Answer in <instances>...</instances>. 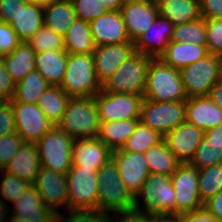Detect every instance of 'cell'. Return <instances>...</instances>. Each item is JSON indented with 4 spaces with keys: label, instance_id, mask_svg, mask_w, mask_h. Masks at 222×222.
<instances>
[{
    "label": "cell",
    "instance_id": "94428289",
    "mask_svg": "<svg viewBox=\"0 0 222 222\" xmlns=\"http://www.w3.org/2000/svg\"><path fill=\"white\" fill-rule=\"evenodd\" d=\"M24 1L26 4L38 5V6L44 7L47 4L56 0H24Z\"/></svg>",
    "mask_w": 222,
    "mask_h": 222
},
{
    "label": "cell",
    "instance_id": "6f0895ef",
    "mask_svg": "<svg viewBox=\"0 0 222 222\" xmlns=\"http://www.w3.org/2000/svg\"><path fill=\"white\" fill-rule=\"evenodd\" d=\"M108 11H120L126 0H100Z\"/></svg>",
    "mask_w": 222,
    "mask_h": 222
},
{
    "label": "cell",
    "instance_id": "f35d334b",
    "mask_svg": "<svg viewBox=\"0 0 222 222\" xmlns=\"http://www.w3.org/2000/svg\"><path fill=\"white\" fill-rule=\"evenodd\" d=\"M171 41L206 45V24L201 18L174 26Z\"/></svg>",
    "mask_w": 222,
    "mask_h": 222
},
{
    "label": "cell",
    "instance_id": "d590c367",
    "mask_svg": "<svg viewBox=\"0 0 222 222\" xmlns=\"http://www.w3.org/2000/svg\"><path fill=\"white\" fill-rule=\"evenodd\" d=\"M164 138L158 131L151 129L139 121L135 131L125 141L121 149L115 151H127L133 153H145L151 146L156 145Z\"/></svg>",
    "mask_w": 222,
    "mask_h": 222
},
{
    "label": "cell",
    "instance_id": "83f0119b",
    "mask_svg": "<svg viewBox=\"0 0 222 222\" xmlns=\"http://www.w3.org/2000/svg\"><path fill=\"white\" fill-rule=\"evenodd\" d=\"M77 16L69 0H56L43 7V25L64 37Z\"/></svg>",
    "mask_w": 222,
    "mask_h": 222
},
{
    "label": "cell",
    "instance_id": "6125c7cd",
    "mask_svg": "<svg viewBox=\"0 0 222 222\" xmlns=\"http://www.w3.org/2000/svg\"><path fill=\"white\" fill-rule=\"evenodd\" d=\"M217 82L222 83V57H221V61H220V67H219Z\"/></svg>",
    "mask_w": 222,
    "mask_h": 222
},
{
    "label": "cell",
    "instance_id": "7c38bea8",
    "mask_svg": "<svg viewBox=\"0 0 222 222\" xmlns=\"http://www.w3.org/2000/svg\"><path fill=\"white\" fill-rule=\"evenodd\" d=\"M175 192L176 216L200 208L204 203L198 190V169L182 163L171 175Z\"/></svg>",
    "mask_w": 222,
    "mask_h": 222
},
{
    "label": "cell",
    "instance_id": "f5cc1de1",
    "mask_svg": "<svg viewBox=\"0 0 222 222\" xmlns=\"http://www.w3.org/2000/svg\"><path fill=\"white\" fill-rule=\"evenodd\" d=\"M114 214L120 217L115 218V216H110L109 222H151V214L142 213L134 209L124 212H115Z\"/></svg>",
    "mask_w": 222,
    "mask_h": 222
},
{
    "label": "cell",
    "instance_id": "484cf974",
    "mask_svg": "<svg viewBox=\"0 0 222 222\" xmlns=\"http://www.w3.org/2000/svg\"><path fill=\"white\" fill-rule=\"evenodd\" d=\"M67 60L66 50L35 53V69L51 86H60L66 71Z\"/></svg>",
    "mask_w": 222,
    "mask_h": 222
},
{
    "label": "cell",
    "instance_id": "ac0fdd59",
    "mask_svg": "<svg viewBox=\"0 0 222 222\" xmlns=\"http://www.w3.org/2000/svg\"><path fill=\"white\" fill-rule=\"evenodd\" d=\"M12 204L14 208L10 222H53L57 218V213L44 204L33 185Z\"/></svg>",
    "mask_w": 222,
    "mask_h": 222
},
{
    "label": "cell",
    "instance_id": "3957f363",
    "mask_svg": "<svg viewBox=\"0 0 222 222\" xmlns=\"http://www.w3.org/2000/svg\"><path fill=\"white\" fill-rule=\"evenodd\" d=\"M143 97L158 102L187 100L180 70L167 65L160 58H152Z\"/></svg>",
    "mask_w": 222,
    "mask_h": 222
},
{
    "label": "cell",
    "instance_id": "9c48e42d",
    "mask_svg": "<svg viewBox=\"0 0 222 222\" xmlns=\"http://www.w3.org/2000/svg\"><path fill=\"white\" fill-rule=\"evenodd\" d=\"M98 169L71 166L66 174L68 209H97Z\"/></svg>",
    "mask_w": 222,
    "mask_h": 222
},
{
    "label": "cell",
    "instance_id": "9a60e30c",
    "mask_svg": "<svg viewBox=\"0 0 222 222\" xmlns=\"http://www.w3.org/2000/svg\"><path fill=\"white\" fill-rule=\"evenodd\" d=\"M111 158L125 187L135 197L150 174L144 153L112 151Z\"/></svg>",
    "mask_w": 222,
    "mask_h": 222
},
{
    "label": "cell",
    "instance_id": "d6986e66",
    "mask_svg": "<svg viewBox=\"0 0 222 222\" xmlns=\"http://www.w3.org/2000/svg\"><path fill=\"white\" fill-rule=\"evenodd\" d=\"M174 26L168 19L158 16L149 28L135 39V51L151 58H160L171 41Z\"/></svg>",
    "mask_w": 222,
    "mask_h": 222
},
{
    "label": "cell",
    "instance_id": "e0dca14e",
    "mask_svg": "<svg viewBox=\"0 0 222 222\" xmlns=\"http://www.w3.org/2000/svg\"><path fill=\"white\" fill-rule=\"evenodd\" d=\"M135 52L133 41L96 46L92 56L95 72L101 85Z\"/></svg>",
    "mask_w": 222,
    "mask_h": 222
},
{
    "label": "cell",
    "instance_id": "4316f807",
    "mask_svg": "<svg viewBox=\"0 0 222 222\" xmlns=\"http://www.w3.org/2000/svg\"><path fill=\"white\" fill-rule=\"evenodd\" d=\"M159 16L174 25L185 24L202 18L200 0H156Z\"/></svg>",
    "mask_w": 222,
    "mask_h": 222
},
{
    "label": "cell",
    "instance_id": "c3c4849f",
    "mask_svg": "<svg viewBox=\"0 0 222 222\" xmlns=\"http://www.w3.org/2000/svg\"><path fill=\"white\" fill-rule=\"evenodd\" d=\"M177 222H217L215 216L203 205L191 212L176 216Z\"/></svg>",
    "mask_w": 222,
    "mask_h": 222
},
{
    "label": "cell",
    "instance_id": "5b68a950",
    "mask_svg": "<svg viewBox=\"0 0 222 222\" xmlns=\"http://www.w3.org/2000/svg\"><path fill=\"white\" fill-rule=\"evenodd\" d=\"M60 87L70 97H95L101 90L92 55L68 54Z\"/></svg>",
    "mask_w": 222,
    "mask_h": 222
},
{
    "label": "cell",
    "instance_id": "8992f818",
    "mask_svg": "<svg viewBox=\"0 0 222 222\" xmlns=\"http://www.w3.org/2000/svg\"><path fill=\"white\" fill-rule=\"evenodd\" d=\"M151 59L147 55L135 52L102 85V90L108 93H131L143 96Z\"/></svg>",
    "mask_w": 222,
    "mask_h": 222
},
{
    "label": "cell",
    "instance_id": "6da1fadb",
    "mask_svg": "<svg viewBox=\"0 0 222 222\" xmlns=\"http://www.w3.org/2000/svg\"><path fill=\"white\" fill-rule=\"evenodd\" d=\"M97 173V209L108 214L133 210L135 197L122 182L114 160L110 158Z\"/></svg>",
    "mask_w": 222,
    "mask_h": 222
},
{
    "label": "cell",
    "instance_id": "44dd1931",
    "mask_svg": "<svg viewBox=\"0 0 222 222\" xmlns=\"http://www.w3.org/2000/svg\"><path fill=\"white\" fill-rule=\"evenodd\" d=\"M95 46L129 42L130 37L120 11H108L90 22Z\"/></svg>",
    "mask_w": 222,
    "mask_h": 222
},
{
    "label": "cell",
    "instance_id": "681fc988",
    "mask_svg": "<svg viewBox=\"0 0 222 222\" xmlns=\"http://www.w3.org/2000/svg\"><path fill=\"white\" fill-rule=\"evenodd\" d=\"M24 4V0H0V21L10 24Z\"/></svg>",
    "mask_w": 222,
    "mask_h": 222
},
{
    "label": "cell",
    "instance_id": "60d3db41",
    "mask_svg": "<svg viewBox=\"0 0 222 222\" xmlns=\"http://www.w3.org/2000/svg\"><path fill=\"white\" fill-rule=\"evenodd\" d=\"M0 176V197L3 201H16L31 186L15 175L4 171Z\"/></svg>",
    "mask_w": 222,
    "mask_h": 222
},
{
    "label": "cell",
    "instance_id": "f1b7e54d",
    "mask_svg": "<svg viewBox=\"0 0 222 222\" xmlns=\"http://www.w3.org/2000/svg\"><path fill=\"white\" fill-rule=\"evenodd\" d=\"M64 47L68 54L92 55L95 51V42L91 33L90 23L76 18L66 32Z\"/></svg>",
    "mask_w": 222,
    "mask_h": 222
},
{
    "label": "cell",
    "instance_id": "8d00e7d4",
    "mask_svg": "<svg viewBox=\"0 0 222 222\" xmlns=\"http://www.w3.org/2000/svg\"><path fill=\"white\" fill-rule=\"evenodd\" d=\"M198 190L203 203L222 190V164L198 170Z\"/></svg>",
    "mask_w": 222,
    "mask_h": 222
},
{
    "label": "cell",
    "instance_id": "277c9868",
    "mask_svg": "<svg viewBox=\"0 0 222 222\" xmlns=\"http://www.w3.org/2000/svg\"><path fill=\"white\" fill-rule=\"evenodd\" d=\"M141 196L143 203L139 202ZM140 203H142V207ZM134 210L153 215L176 216L175 192L171 176L150 173L141 190L135 195Z\"/></svg>",
    "mask_w": 222,
    "mask_h": 222
},
{
    "label": "cell",
    "instance_id": "680465c9",
    "mask_svg": "<svg viewBox=\"0 0 222 222\" xmlns=\"http://www.w3.org/2000/svg\"><path fill=\"white\" fill-rule=\"evenodd\" d=\"M10 211L9 207L7 206V203H5L0 198V222H10V214H8ZM8 216V217H7Z\"/></svg>",
    "mask_w": 222,
    "mask_h": 222
},
{
    "label": "cell",
    "instance_id": "11a10c76",
    "mask_svg": "<svg viewBox=\"0 0 222 222\" xmlns=\"http://www.w3.org/2000/svg\"><path fill=\"white\" fill-rule=\"evenodd\" d=\"M205 137L212 143H217L222 146V124L205 131Z\"/></svg>",
    "mask_w": 222,
    "mask_h": 222
},
{
    "label": "cell",
    "instance_id": "f546056e",
    "mask_svg": "<svg viewBox=\"0 0 222 222\" xmlns=\"http://www.w3.org/2000/svg\"><path fill=\"white\" fill-rule=\"evenodd\" d=\"M2 63L17 84L35 70V51L27 41H22L12 53L2 57Z\"/></svg>",
    "mask_w": 222,
    "mask_h": 222
},
{
    "label": "cell",
    "instance_id": "30bf717a",
    "mask_svg": "<svg viewBox=\"0 0 222 222\" xmlns=\"http://www.w3.org/2000/svg\"><path fill=\"white\" fill-rule=\"evenodd\" d=\"M221 57L209 54L180 70L187 98L208 96L217 83Z\"/></svg>",
    "mask_w": 222,
    "mask_h": 222
},
{
    "label": "cell",
    "instance_id": "4fadbf2b",
    "mask_svg": "<svg viewBox=\"0 0 222 222\" xmlns=\"http://www.w3.org/2000/svg\"><path fill=\"white\" fill-rule=\"evenodd\" d=\"M10 102L16 132L23 142L36 143L54 126L36 104L18 103L14 99Z\"/></svg>",
    "mask_w": 222,
    "mask_h": 222
},
{
    "label": "cell",
    "instance_id": "2e32d148",
    "mask_svg": "<svg viewBox=\"0 0 222 222\" xmlns=\"http://www.w3.org/2000/svg\"><path fill=\"white\" fill-rule=\"evenodd\" d=\"M120 13L131 41L146 31L159 16L156 0H126Z\"/></svg>",
    "mask_w": 222,
    "mask_h": 222
},
{
    "label": "cell",
    "instance_id": "7bdbcfd3",
    "mask_svg": "<svg viewBox=\"0 0 222 222\" xmlns=\"http://www.w3.org/2000/svg\"><path fill=\"white\" fill-rule=\"evenodd\" d=\"M71 3L77 18L89 23L108 12L100 0H72Z\"/></svg>",
    "mask_w": 222,
    "mask_h": 222
},
{
    "label": "cell",
    "instance_id": "b9f144b4",
    "mask_svg": "<svg viewBox=\"0 0 222 222\" xmlns=\"http://www.w3.org/2000/svg\"><path fill=\"white\" fill-rule=\"evenodd\" d=\"M68 215L57 214L59 222H109L110 214L98 209H68Z\"/></svg>",
    "mask_w": 222,
    "mask_h": 222
},
{
    "label": "cell",
    "instance_id": "1f68e13d",
    "mask_svg": "<svg viewBox=\"0 0 222 222\" xmlns=\"http://www.w3.org/2000/svg\"><path fill=\"white\" fill-rule=\"evenodd\" d=\"M10 26L22 41H27L43 26V7L25 3Z\"/></svg>",
    "mask_w": 222,
    "mask_h": 222
},
{
    "label": "cell",
    "instance_id": "ffe728a7",
    "mask_svg": "<svg viewBox=\"0 0 222 222\" xmlns=\"http://www.w3.org/2000/svg\"><path fill=\"white\" fill-rule=\"evenodd\" d=\"M204 136L205 131L185 121L169 131L163 139L181 163H188Z\"/></svg>",
    "mask_w": 222,
    "mask_h": 222
},
{
    "label": "cell",
    "instance_id": "816d5d0a",
    "mask_svg": "<svg viewBox=\"0 0 222 222\" xmlns=\"http://www.w3.org/2000/svg\"><path fill=\"white\" fill-rule=\"evenodd\" d=\"M203 19H222V0H200Z\"/></svg>",
    "mask_w": 222,
    "mask_h": 222
},
{
    "label": "cell",
    "instance_id": "ba28073f",
    "mask_svg": "<svg viewBox=\"0 0 222 222\" xmlns=\"http://www.w3.org/2000/svg\"><path fill=\"white\" fill-rule=\"evenodd\" d=\"M140 121L165 136L169 131L186 121V100L158 102L143 99Z\"/></svg>",
    "mask_w": 222,
    "mask_h": 222
},
{
    "label": "cell",
    "instance_id": "03108f58",
    "mask_svg": "<svg viewBox=\"0 0 222 222\" xmlns=\"http://www.w3.org/2000/svg\"><path fill=\"white\" fill-rule=\"evenodd\" d=\"M2 63V56L0 55V64Z\"/></svg>",
    "mask_w": 222,
    "mask_h": 222
},
{
    "label": "cell",
    "instance_id": "e7e4bbea",
    "mask_svg": "<svg viewBox=\"0 0 222 222\" xmlns=\"http://www.w3.org/2000/svg\"><path fill=\"white\" fill-rule=\"evenodd\" d=\"M2 172H3V168L0 166V175H1Z\"/></svg>",
    "mask_w": 222,
    "mask_h": 222
},
{
    "label": "cell",
    "instance_id": "7402d4cb",
    "mask_svg": "<svg viewBox=\"0 0 222 222\" xmlns=\"http://www.w3.org/2000/svg\"><path fill=\"white\" fill-rule=\"evenodd\" d=\"M111 150L97 137L73 140L72 166L100 169L110 158Z\"/></svg>",
    "mask_w": 222,
    "mask_h": 222
},
{
    "label": "cell",
    "instance_id": "91938a15",
    "mask_svg": "<svg viewBox=\"0 0 222 222\" xmlns=\"http://www.w3.org/2000/svg\"><path fill=\"white\" fill-rule=\"evenodd\" d=\"M151 222H177V220L174 215L151 214Z\"/></svg>",
    "mask_w": 222,
    "mask_h": 222
},
{
    "label": "cell",
    "instance_id": "603a6c76",
    "mask_svg": "<svg viewBox=\"0 0 222 222\" xmlns=\"http://www.w3.org/2000/svg\"><path fill=\"white\" fill-rule=\"evenodd\" d=\"M186 122L207 131L222 124V109L208 96L187 98Z\"/></svg>",
    "mask_w": 222,
    "mask_h": 222
},
{
    "label": "cell",
    "instance_id": "74e56055",
    "mask_svg": "<svg viewBox=\"0 0 222 222\" xmlns=\"http://www.w3.org/2000/svg\"><path fill=\"white\" fill-rule=\"evenodd\" d=\"M188 164L198 170L222 164V146L204 136Z\"/></svg>",
    "mask_w": 222,
    "mask_h": 222
},
{
    "label": "cell",
    "instance_id": "ab89813d",
    "mask_svg": "<svg viewBox=\"0 0 222 222\" xmlns=\"http://www.w3.org/2000/svg\"><path fill=\"white\" fill-rule=\"evenodd\" d=\"M27 43L35 53L65 50L63 37L44 25L27 40Z\"/></svg>",
    "mask_w": 222,
    "mask_h": 222
},
{
    "label": "cell",
    "instance_id": "d6a6232c",
    "mask_svg": "<svg viewBox=\"0 0 222 222\" xmlns=\"http://www.w3.org/2000/svg\"><path fill=\"white\" fill-rule=\"evenodd\" d=\"M144 155L150 173H161L171 176L182 164L169 149L164 139L151 146Z\"/></svg>",
    "mask_w": 222,
    "mask_h": 222
},
{
    "label": "cell",
    "instance_id": "bcb514c9",
    "mask_svg": "<svg viewBox=\"0 0 222 222\" xmlns=\"http://www.w3.org/2000/svg\"><path fill=\"white\" fill-rule=\"evenodd\" d=\"M21 42L10 24L0 21V55L3 57L12 53Z\"/></svg>",
    "mask_w": 222,
    "mask_h": 222
},
{
    "label": "cell",
    "instance_id": "f6af8a7d",
    "mask_svg": "<svg viewBox=\"0 0 222 222\" xmlns=\"http://www.w3.org/2000/svg\"><path fill=\"white\" fill-rule=\"evenodd\" d=\"M23 143L17 132L0 137V166L2 168L10 162Z\"/></svg>",
    "mask_w": 222,
    "mask_h": 222
},
{
    "label": "cell",
    "instance_id": "e575fe53",
    "mask_svg": "<svg viewBox=\"0 0 222 222\" xmlns=\"http://www.w3.org/2000/svg\"><path fill=\"white\" fill-rule=\"evenodd\" d=\"M50 84L35 69L16 84L14 100L18 103L37 104L41 94Z\"/></svg>",
    "mask_w": 222,
    "mask_h": 222
},
{
    "label": "cell",
    "instance_id": "9f6ffc18",
    "mask_svg": "<svg viewBox=\"0 0 222 222\" xmlns=\"http://www.w3.org/2000/svg\"><path fill=\"white\" fill-rule=\"evenodd\" d=\"M208 97L222 109V83L217 82L210 89Z\"/></svg>",
    "mask_w": 222,
    "mask_h": 222
},
{
    "label": "cell",
    "instance_id": "52a82bcc",
    "mask_svg": "<svg viewBox=\"0 0 222 222\" xmlns=\"http://www.w3.org/2000/svg\"><path fill=\"white\" fill-rule=\"evenodd\" d=\"M41 166L67 174L72 166L73 139L56 125L35 143Z\"/></svg>",
    "mask_w": 222,
    "mask_h": 222
},
{
    "label": "cell",
    "instance_id": "cb8c5ba5",
    "mask_svg": "<svg viewBox=\"0 0 222 222\" xmlns=\"http://www.w3.org/2000/svg\"><path fill=\"white\" fill-rule=\"evenodd\" d=\"M40 168L41 162L35 143L24 142L10 162L4 166L3 171L33 185Z\"/></svg>",
    "mask_w": 222,
    "mask_h": 222
},
{
    "label": "cell",
    "instance_id": "4dcf8cb0",
    "mask_svg": "<svg viewBox=\"0 0 222 222\" xmlns=\"http://www.w3.org/2000/svg\"><path fill=\"white\" fill-rule=\"evenodd\" d=\"M140 119H126L101 122L97 138L111 151L121 149L125 141L135 131Z\"/></svg>",
    "mask_w": 222,
    "mask_h": 222
},
{
    "label": "cell",
    "instance_id": "f907efd6",
    "mask_svg": "<svg viewBox=\"0 0 222 222\" xmlns=\"http://www.w3.org/2000/svg\"><path fill=\"white\" fill-rule=\"evenodd\" d=\"M16 84L6 70L3 63L0 64V95L7 101H11L15 95Z\"/></svg>",
    "mask_w": 222,
    "mask_h": 222
},
{
    "label": "cell",
    "instance_id": "d4e9b609",
    "mask_svg": "<svg viewBox=\"0 0 222 222\" xmlns=\"http://www.w3.org/2000/svg\"><path fill=\"white\" fill-rule=\"evenodd\" d=\"M209 55L206 45L170 41L160 59L171 67L181 70Z\"/></svg>",
    "mask_w": 222,
    "mask_h": 222
},
{
    "label": "cell",
    "instance_id": "be15d7a7",
    "mask_svg": "<svg viewBox=\"0 0 222 222\" xmlns=\"http://www.w3.org/2000/svg\"><path fill=\"white\" fill-rule=\"evenodd\" d=\"M8 101L0 95V108L6 104Z\"/></svg>",
    "mask_w": 222,
    "mask_h": 222
},
{
    "label": "cell",
    "instance_id": "db71d44e",
    "mask_svg": "<svg viewBox=\"0 0 222 222\" xmlns=\"http://www.w3.org/2000/svg\"><path fill=\"white\" fill-rule=\"evenodd\" d=\"M204 206L215 216L217 222H222V190L204 202Z\"/></svg>",
    "mask_w": 222,
    "mask_h": 222
},
{
    "label": "cell",
    "instance_id": "836d02e7",
    "mask_svg": "<svg viewBox=\"0 0 222 222\" xmlns=\"http://www.w3.org/2000/svg\"><path fill=\"white\" fill-rule=\"evenodd\" d=\"M70 96L60 86H49L38 99L37 106L55 126L67 108Z\"/></svg>",
    "mask_w": 222,
    "mask_h": 222
},
{
    "label": "cell",
    "instance_id": "5bb4252c",
    "mask_svg": "<svg viewBox=\"0 0 222 222\" xmlns=\"http://www.w3.org/2000/svg\"><path fill=\"white\" fill-rule=\"evenodd\" d=\"M33 186L42 197L44 204L50 207L55 213H59L58 209L61 206L68 210L66 174H60L41 166Z\"/></svg>",
    "mask_w": 222,
    "mask_h": 222
},
{
    "label": "cell",
    "instance_id": "7dc6e473",
    "mask_svg": "<svg viewBox=\"0 0 222 222\" xmlns=\"http://www.w3.org/2000/svg\"><path fill=\"white\" fill-rule=\"evenodd\" d=\"M16 132L14 112L8 101L0 108V137Z\"/></svg>",
    "mask_w": 222,
    "mask_h": 222
},
{
    "label": "cell",
    "instance_id": "7a4b0ae2",
    "mask_svg": "<svg viewBox=\"0 0 222 222\" xmlns=\"http://www.w3.org/2000/svg\"><path fill=\"white\" fill-rule=\"evenodd\" d=\"M100 124L95 97H71L56 126L74 140L96 138Z\"/></svg>",
    "mask_w": 222,
    "mask_h": 222
},
{
    "label": "cell",
    "instance_id": "ee69618b",
    "mask_svg": "<svg viewBox=\"0 0 222 222\" xmlns=\"http://www.w3.org/2000/svg\"><path fill=\"white\" fill-rule=\"evenodd\" d=\"M205 24L209 54L222 56V19H205Z\"/></svg>",
    "mask_w": 222,
    "mask_h": 222
},
{
    "label": "cell",
    "instance_id": "8fae6325",
    "mask_svg": "<svg viewBox=\"0 0 222 222\" xmlns=\"http://www.w3.org/2000/svg\"><path fill=\"white\" fill-rule=\"evenodd\" d=\"M144 97L131 93H108L101 90L95 96L100 122L140 119Z\"/></svg>",
    "mask_w": 222,
    "mask_h": 222
}]
</instances>
